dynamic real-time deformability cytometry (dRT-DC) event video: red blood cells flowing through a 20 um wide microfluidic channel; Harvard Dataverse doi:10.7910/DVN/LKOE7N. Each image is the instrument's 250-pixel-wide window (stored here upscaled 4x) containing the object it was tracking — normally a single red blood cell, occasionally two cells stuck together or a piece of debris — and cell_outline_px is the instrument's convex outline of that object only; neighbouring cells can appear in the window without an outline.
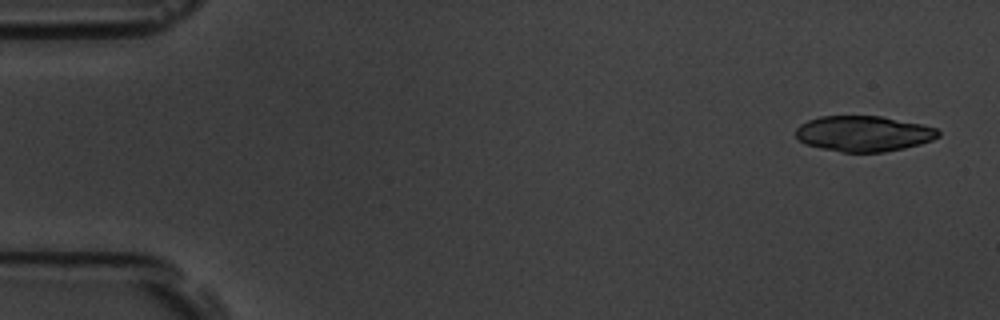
{"species": "common noctule bat (a hibernating species)", "species_latin": "Nyctalus noctula", "temperature_condition": "room temperature", "stored_images_in_passage": 5, "camera_frame_rate_fps": 3000, "um_per_image_px": 0.085, "animal": {"sex": "male", "body_mass_g": 19.5, "forearm_length_mm": 54.6}, "frame": {"image": 1, "passage_image": 1, "time_ms": 0.0, "image_size_px": [1000, 320], "cell_outline_px": [[940, 136], [932, 140], [920, 144], [904, 148], [884, 152], [840, 152], [820, 148], [804, 144], [796, 136], [796, 128], [800, 124], [808, 120], [820, 116], [884, 116], [924, 124], [936, 128], [940, 132]], "centroid_in_image_um": [73.42, 11.35], "position_along_channel_um": 11.6, "area_um2": 29.88}}